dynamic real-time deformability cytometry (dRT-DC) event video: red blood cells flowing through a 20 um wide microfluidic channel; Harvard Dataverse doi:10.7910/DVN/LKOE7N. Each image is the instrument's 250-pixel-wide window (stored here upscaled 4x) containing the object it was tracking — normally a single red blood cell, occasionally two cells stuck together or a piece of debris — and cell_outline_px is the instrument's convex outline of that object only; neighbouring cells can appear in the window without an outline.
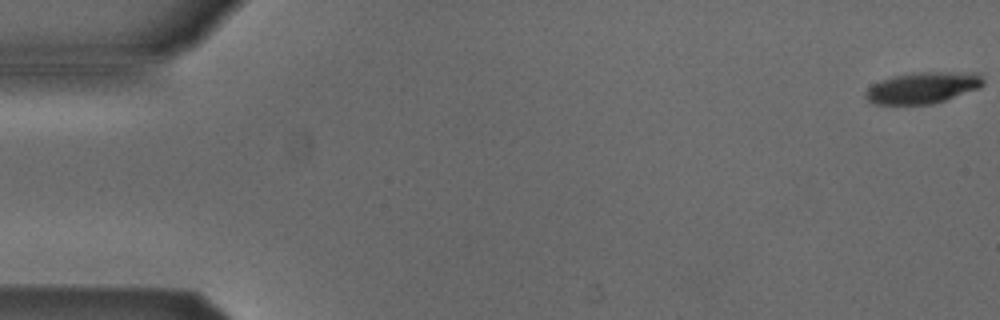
{"species": "Egyptian fruit bat (a non-hibernating species)", "species_latin": "Rousettus aegyptiacus", "temperature_condition": "cold", "stored_images_in_passage": 5, "camera_frame_rate_fps": 3000, "um_per_image_px": 0.085, "animal": {"sex": "male"}, "frame": {"image": 1, "passage_image": 1, "time_ms": 0.0, "image_size_px": [1000, 320], "cell_outline_px": [[984, 84], [980, 88], [932, 104], [872, 104], [864, 96], [864, 92], [872, 84], [880, 80], [892, 76], [916, 72], [980, 72], [984, 80]], "centroid_in_image_um": [78.44, 7.44], "position_along_channel_um": 6.6, "area_um2": 21.73}}
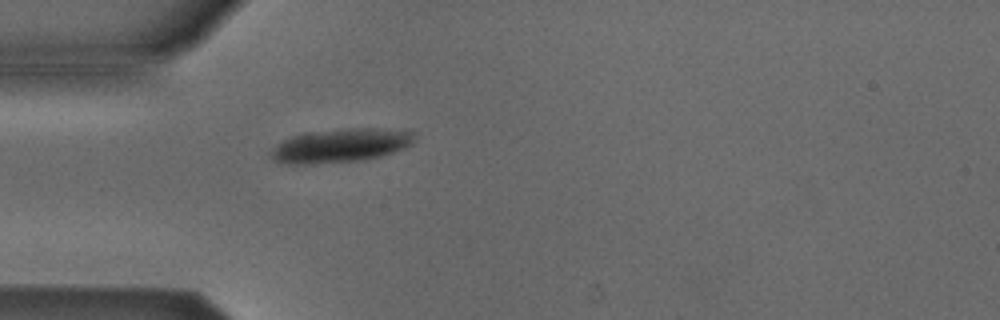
{"frame": {"image": 2, "passage_image": 5, "time_ms": 1.333, "image_size_px": [1000, 320], "cell_outline_px": [[416, 136], [412, 144], [404, 148], [380, 156], [364, 160], [272, 160], [268, 156], [268, 152], [280, 140], [292, 136], [312, 132], [340, 128], [376, 128], [412, 132]], "centroid_in_image_um": [29.03, 12.29], "position_along_channel_um": 56.0, "area_um2": 26.76}}